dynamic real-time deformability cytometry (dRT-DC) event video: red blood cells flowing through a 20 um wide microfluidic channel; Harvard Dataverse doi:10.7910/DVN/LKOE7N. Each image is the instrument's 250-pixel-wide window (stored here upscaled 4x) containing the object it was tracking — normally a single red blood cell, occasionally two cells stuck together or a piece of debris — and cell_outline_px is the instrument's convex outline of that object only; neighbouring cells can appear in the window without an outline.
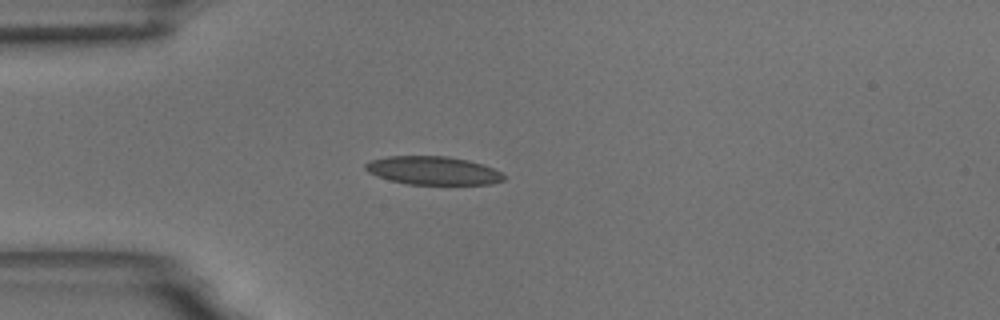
{"species": "common noctule bat (a hibernating species)", "species_latin": "Nyctalus noctula", "temperature_condition": "room temperature", "stored_images_in_passage": 41, "camera_frame_rate_fps": 3000, "um_per_image_px": 0.085, "animal": {"sex": "male", "body_mass_g": 18.8}, "frame": {"image": 1, "passage_image": 1, "time_ms": 0.0, "image_size_px": [1000, 320], "cell_outline_px": [[508, 176], [504, 180], [492, 184], [408, 184], [376, 176], [368, 172], [364, 168], [364, 164], [372, 160], [388, 156], [448, 156], [468, 160], [484, 164], [504, 172]], "centroid_in_image_um": [36.88, 14.49], "position_along_channel_um": 48.1, "area_um2": 23.06}}
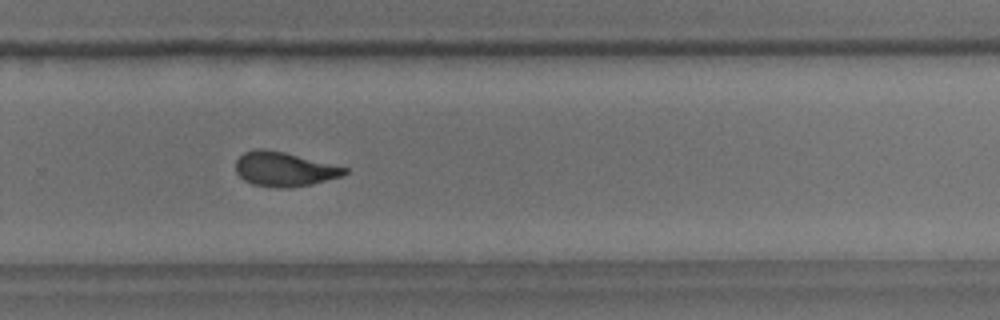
{"frame": {"image": 2, "passage_image": 23, "time_ms": 7.333, "image_size_px": [1000, 320], "cell_outline_px": [[348, 172], [344, 176], [312, 184], [288, 188], [280, 188], [252, 184], [244, 180], [236, 172], [236, 160], [244, 152], [256, 148], [264, 148], [284, 152], [348, 168]], "centroid_in_image_um": [24.16, 14.38], "position_along_channel_um": 305.6, "area_um2": 21.85}}
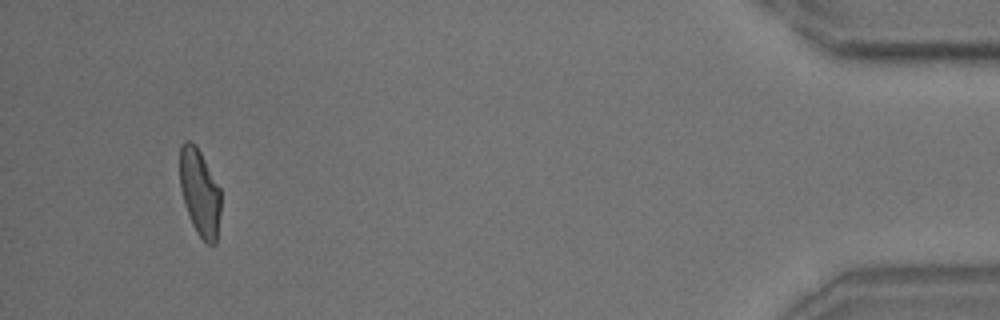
{"frame": {"image": 3, "passage_image": 38, "time_ms": 12.333, "image_size_px": [1000, 320], "cell_outline_px": [[220, 212], [216, 244], [208, 244], [196, 232], [192, 224], [184, 204], [180, 188], [180, 144], [184, 140], [188, 140], [196, 144], [220, 188]], "centroid_in_image_um": [16.97, 16.34], "position_along_channel_um": 418.2, "area_um2": 20.81}, "authors_computed_cell_mechanics": {"area_um2": 22.0796, "velocity_mm_per_s": 3.6898, "shape_relaxation_time_tau1_ms": 6.2408, "shape_relaxation_time_tau2_ms": 1.6598, "deformation_change_tau1": 0.1713, "deformation_change_tau2": 0.0794}}